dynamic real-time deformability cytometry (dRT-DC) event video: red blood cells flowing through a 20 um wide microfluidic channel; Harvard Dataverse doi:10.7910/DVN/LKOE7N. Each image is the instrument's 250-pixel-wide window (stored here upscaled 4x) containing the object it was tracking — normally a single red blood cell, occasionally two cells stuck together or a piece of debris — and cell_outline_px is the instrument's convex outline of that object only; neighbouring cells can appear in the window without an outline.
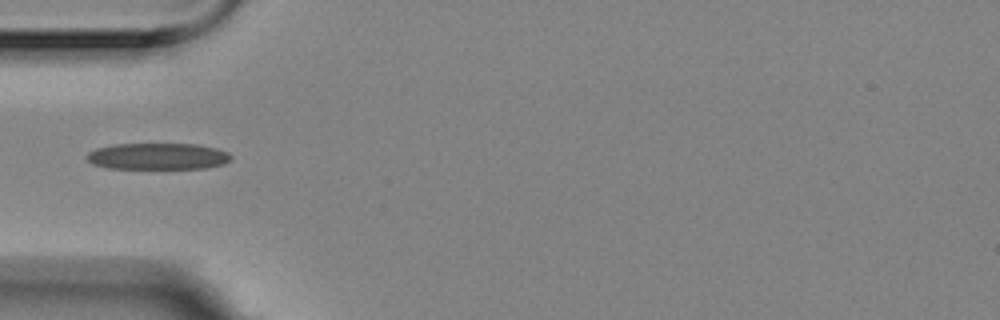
{"species": "Egyptian fruit bat (a non-hibernating species)", "species_latin": "Rousettus aegyptiacus", "temperature_condition": "room temperature", "stored_images_in_passage": 10, "camera_frame_rate_fps": 3000, "um_per_image_px": 0.085, "animal": {"sex": "female"}, "frame": {"image": 1, "passage_image": 3, "time_ms": 0.667, "image_size_px": [1000, 320], "cell_outline_px": [[232, 160], [224, 164], [208, 168], [108, 168], [92, 164], [88, 160], [88, 152], [96, 148], [116, 144], [200, 144], [216, 148], [228, 152], [232, 156]], "centroid_in_image_um": [13.47, 13.28], "position_along_channel_um": 71.5, "area_um2": 22.31}}
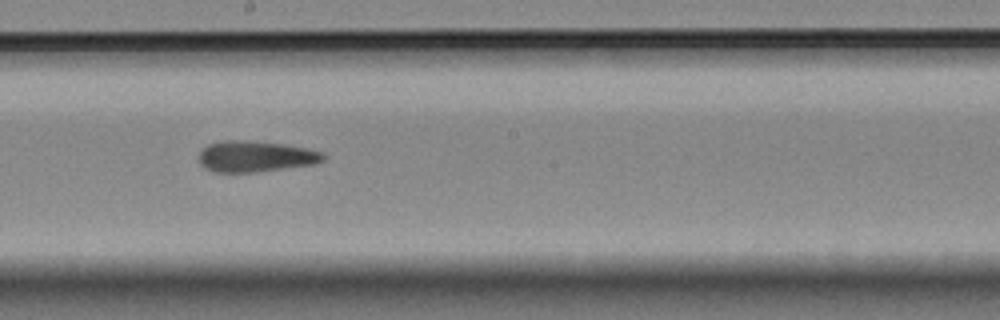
{"frame": {"image": 2, "passage_image": 7, "time_ms": 2.0, "image_size_px": [1000, 320], "cell_outline_px": [[324, 160], [316, 164], [256, 172], [212, 172], [204, 168], [200, 164], [200, 148], [208, 144], [224, 140], [244, 140], [280, 144], [308, 148], [324, 152]], "centroid_in_image_um": [21.7, 13.3], "position_along_channel_um": 226.5, "area_um2": 22.6}}
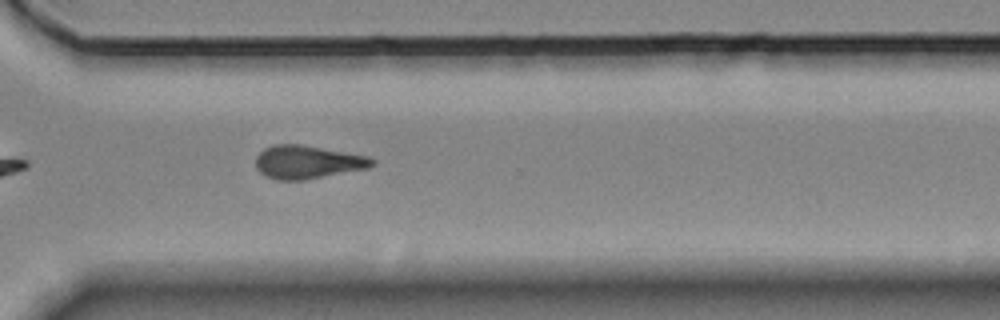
{"frame": {"image": 3, "passage_image": 10, "time_ms": 3.0, "image_size_px": [1000, 320], "cell_outline_px": [[376, 164], [368, 168], [304, 180], [276, 180], [260, 172], [256, 168], [256, 156], [264, 148], [272, 144], [300, 144], [368, 156], [376, 160]], "centroid_in_image_um": [26.14, 13.77], "position_along_channel_um": 344.5, "area_um2": 22.54}}